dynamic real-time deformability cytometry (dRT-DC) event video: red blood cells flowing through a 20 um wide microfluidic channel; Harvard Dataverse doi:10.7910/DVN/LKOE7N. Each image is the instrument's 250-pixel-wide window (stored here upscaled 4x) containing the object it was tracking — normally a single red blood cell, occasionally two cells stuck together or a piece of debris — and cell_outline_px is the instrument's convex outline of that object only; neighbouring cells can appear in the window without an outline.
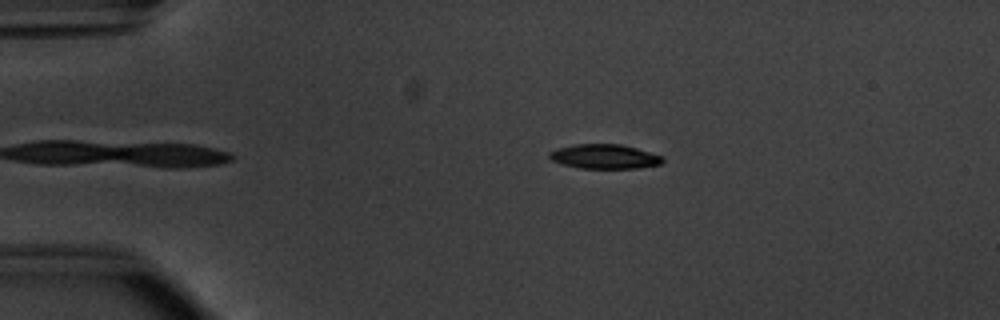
{"species": "common noctule bat (a hibernating species)", "species_latin": "Nyctalus noctula", "temperature_condition": "warm", "stored_images_in_passage": 37, "camera_frame_rate_fps": 3000, "um_per_image_px": 0.085, "animal": {"sex": "male", "body_mass_g": 20.1, "forearm_length_mm": 53.5}, "frame": {"image": 1, "passage_image": 1, "time_ms": 0.0, "image_size_px": [1000, 320], "cell_outline_px": [[664, 160], [660, 164], [636, 168], [580, 168], [564, 164], [552, 160], [548, 156], [548, 152], [556, 148], [576, 144], [620, 144], [636, 148], [664, 156]], "centroid_in_image_um": [51.38, 13.3], "position_along_channel_um": 33.6, "area_um2": 16.07}}
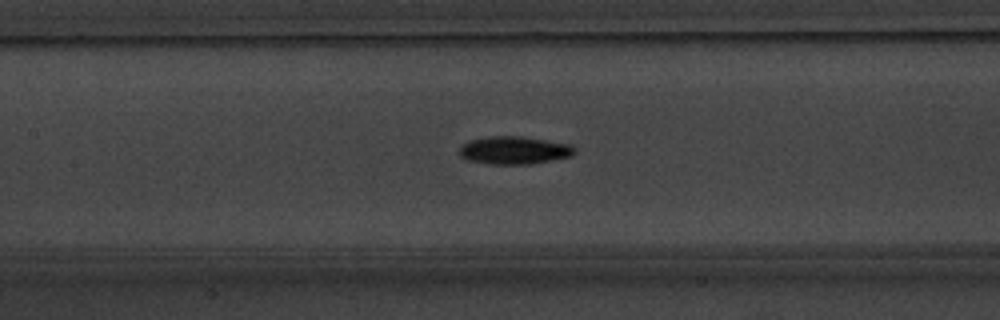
{"frame": {"image": 2, "passage_image": 15, "time_ms": 4.667, "image_size_px": [1000, 320], "cell_outline_px": [[576, 152], [572, 156], [532, 164], [492, 164], [468, 160], [460, 156], [460, 148], [468, 140], [488, 136], [520, 136], [572, 144], [576, 148]], "centroid_in_image_um": [43.74, 12.77], "position_along_channel_um": 163.7, "area_um2": 18.79}}
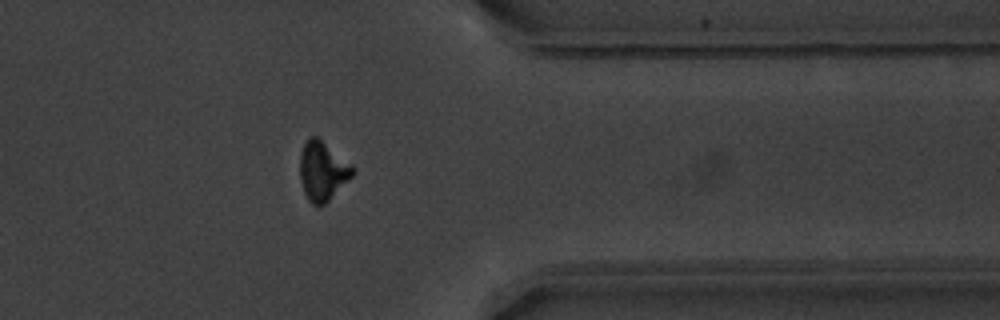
{"frame": {"image": 3, "passage_image": 33, "time_ms": 10.667, "image_size_px": [1000, 320], "cell_outline_px": [[356, 172], [324, 204], [316, 208], [308, 200], [304, 192], [300, 180], [300, 152], [304, 144], [312, 136], [316, 136], [352, 164], [356, 168]], "centroid_in_image_um": [27.42, 14.55], "position_along_channel_um": 384.0, "area_um2": 18.09}, "authors_computed_cell_mechanics": {"area_um2": 17.629, "velocity_mm_per_s": 3.8364, "shape_relaxation_time_tau1_ms": 2.4479, "shape_relaxation_time_tau2_ms": null, "deformation_change_tau1": 0.1388, "deformation_change_tau2": null}}